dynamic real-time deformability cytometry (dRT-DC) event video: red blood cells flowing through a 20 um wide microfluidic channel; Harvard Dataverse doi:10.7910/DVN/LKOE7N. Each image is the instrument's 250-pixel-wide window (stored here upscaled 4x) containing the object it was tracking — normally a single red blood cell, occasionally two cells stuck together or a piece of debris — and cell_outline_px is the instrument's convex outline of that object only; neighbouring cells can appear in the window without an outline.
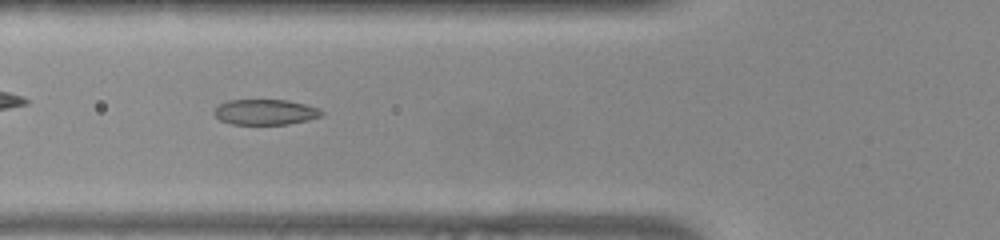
{"species": "common noctule bat (a hibernating species)", "species_latin": "Nyctalus noctula", "temperature_condition": "warm", "stored_images_in_passage": 51, "camera_frame_rate_fps": 3000, "um_per_image_px": 0.085, "animal": {"sex": "female", "body_mass_g": 22.0, "forearm_length_mm": 56.7}, "frame": {"image": 1, "passage_image": 18, "time_ms": 5.667, "image_size_px": [1000, 240], "cell_outline_px": [[324, 112], [320, 116], [308, 120], [288, 124], [232, 124], [220, 120], [212, 112], [220, 104], [228, 100], [288, 100], [320, 108]], "centroid_in_image_um": [22.56, 9.52], "position_along_channel_um": 103.2, "area_um2": 15.9}}
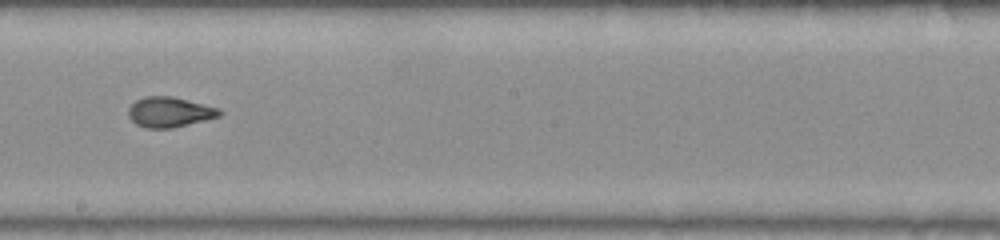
{"frame": {"image": 2, "passage_image": 28, "time_ms": 9.0, "image_size_px": [1000, 240], "cell_outline_px": [[224, 112], [220, 116], [172, 128], [144, 128], [136, 124], [128, 116], [128, 108], [136, 100], [144, 96], [172, 96], [220, 108]], "centroid_in_image_um": [14.41, 9.52], "position_along_channel_um": 233.8, "area_um2": 16.07}}
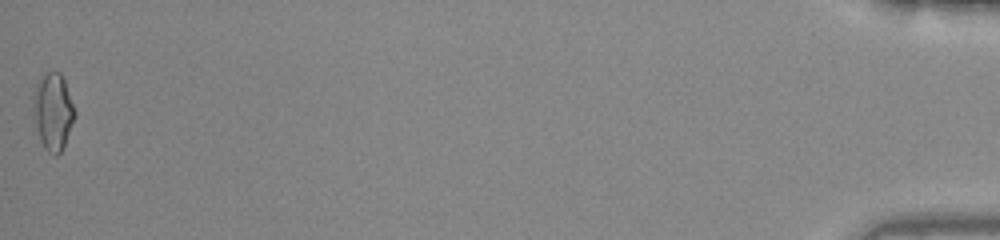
{"frame": {"image": 3, "passage_image": 51, "time_ms": 16.667, "image_size_px": [1000, 240], "cell_outline_px": [[76, 116], [64, 148], [56, 156], [48, 152], [44, 148], [40, 140], [36, 128], [32, 112], [32, 100], [36, 88], [44, 76], [48, 72], [60, 72], [64, 80], [76, 112]], "centroid_in_image_um": [4.52, 9.55], "position_along_channel_um": 430.7, "area_um2": 18.61}, "authors_computed_cell_mechanics": {"area_um2": 16.2996, "velocity_mm_per_s": 3.921, "shape_relaxation_time_tau1_ms": 4.7396, "shape_relaxation_time_tau2_ms": 0.978, "deformation_change_tau1": 0.1768, "deformation_change_tau2": 0.0658}}